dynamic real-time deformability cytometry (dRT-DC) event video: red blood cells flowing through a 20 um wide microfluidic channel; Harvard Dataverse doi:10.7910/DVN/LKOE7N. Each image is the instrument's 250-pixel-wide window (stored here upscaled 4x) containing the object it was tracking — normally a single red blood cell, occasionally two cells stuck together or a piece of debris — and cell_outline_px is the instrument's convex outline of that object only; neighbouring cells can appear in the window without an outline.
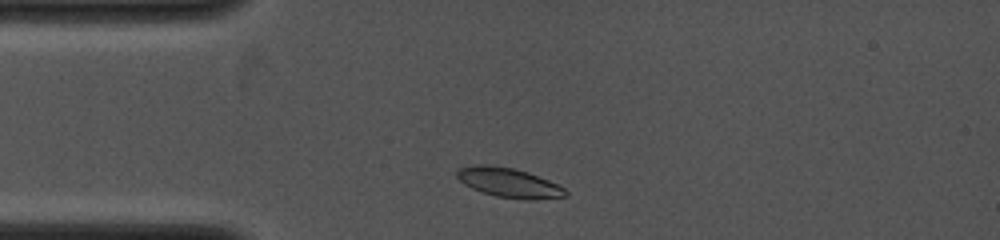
{"species": "common noctule bat (a hibernating species)", "species_latin": "Nyctalus noctula", "temperature_condition": "cold", "stored_images_in_passage": 2, "camera_frame_rate_fps": 4000, "um_per_image_px": 0.085, "animal": {"sex": "female", "body_mass_g": 19.0, "forearm_length_mm": 53.3}, "frame": {"image": 1, "passage_image": 1, "time_ms": 0.0, "image_size_px": [1000, 240], "cell_outline_px": [[568, 196], [532, 200], [524, 200], [496, 196], [472, 188], [464, 184], [456, 176], [456, 172], [460, 168], [476, 164], [488, 164], [512, 168], [528, 172], [548, 180], [564, 188], [568, 192]], "centroid_in_image_um": [43.26, 15.53], "position_along_channel_um": 41.7, "area_um2": 18.61}}